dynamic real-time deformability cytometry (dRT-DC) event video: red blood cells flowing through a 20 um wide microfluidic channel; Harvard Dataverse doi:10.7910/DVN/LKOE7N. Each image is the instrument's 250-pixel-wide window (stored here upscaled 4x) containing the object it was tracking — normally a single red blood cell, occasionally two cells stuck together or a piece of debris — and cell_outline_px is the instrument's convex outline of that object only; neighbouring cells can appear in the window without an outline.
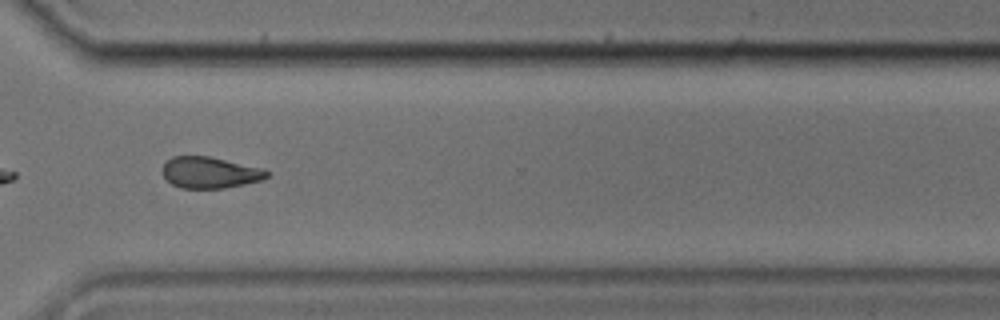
{"species": "common noctule bat (a hibernating species)", "species_latin": "Nyctalus noctula", "temperature_condition": "cold", "stored_images_in_passage": 49, "camera_frame_rate_fps": 3000, "um_per_image_px": 0.085, "animal": {"sex": "male", "body_mass_g": 17.9, "forearm_length_mm": 54.2}, "frame": {"image": 1, "passage_image": 35, "time_ms": 11.333, "image_size_px": [1000, 320], "cell_outline_px": [[268, 176], [260, 180], [244, 184], [224, 188], [180, 188], [172, 184], [160, 172], [164, 164], [172, 156], [208, 156], [264, 168], [268, 172]], "centroid_in_image_um": [17.82, 14.66], "position_along_channel_um": 352.8, "area_um2": 19.02}}